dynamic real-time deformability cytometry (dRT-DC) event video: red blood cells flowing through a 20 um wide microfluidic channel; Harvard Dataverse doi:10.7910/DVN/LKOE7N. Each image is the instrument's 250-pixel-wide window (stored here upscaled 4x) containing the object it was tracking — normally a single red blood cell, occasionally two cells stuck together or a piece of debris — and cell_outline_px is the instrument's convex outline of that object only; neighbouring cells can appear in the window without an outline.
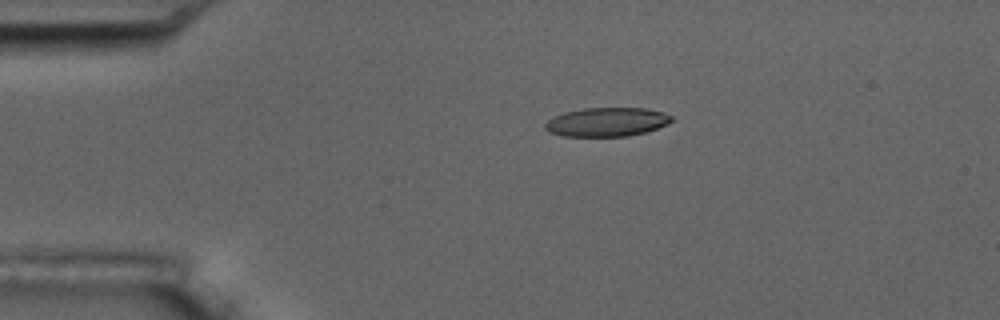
{"species": "common noctule bat (a hibernating species)", "species_latin": "Nyctalus noctula", "temperature_condition": "room temperature", "stored_images_in_passage": 45, "camera_frame_rate_fps": 3000, "um_per_image_px": 0.085, "animal": {"sex": "male", "body_mass_g": 17.5, "forearm_length_mm": 52.3}, "frame": {"image": 1, "passage_image": 1, "time_ms": 0.0, "image_size_px": [1000, 320], "cell_outline_px": [[672, 120], [668, 124], [644, 132], [628, 136], [564, 136], [548, 132], [544, 128], [544, 124], [548, 120], [564, 112], [584, 108], [644, 108], [664, 112], [672, 116]], "centroid_in_image_um": [51.57, 10.37], "position_along_channel_um": 33.4, "area_um2": 21.21}}
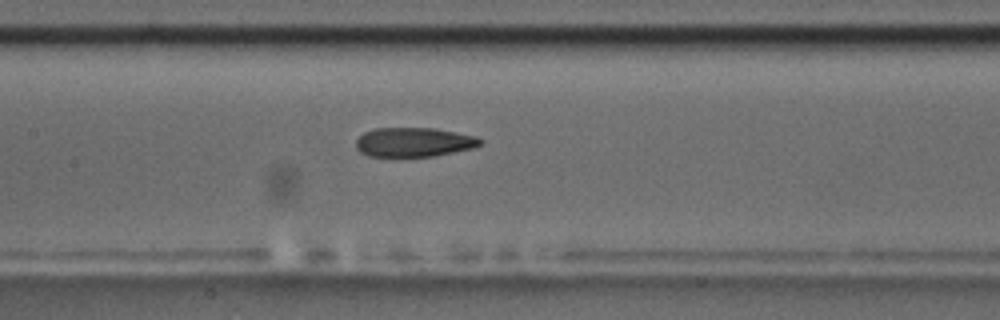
{"frame": {"image": 2, "passage_image": 16, "time_ms": 5.0, "image_size_px": [1000, 320], "cell_outline_px": [[484, 144], [472, 148], [432, 156], [404, 160], [400, 160], [368, 156], [360, 152], [356, 148], [356, 140], [364, 132], [376, 128], [432, 128], [476, 136], [484, 140]], "centroid_in_image_um": [35.13, 12.14], "position_along_channel_um": 172.3, "area_um2": 22.08}}
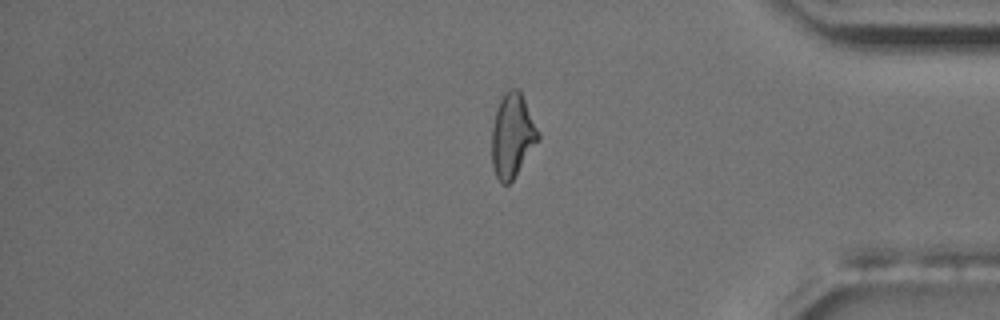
{"frame": {"image": 3, "passage_image": 36, "time_ms": 11.667, "image_size_px": [1000, 320], "cell_outline_px": [[540, 140], [512, 180], [508, 184], [500, 184], [496, 176], [492, 164], [492, 128], [496, 112], [500, 100], [504, 92], [508, 88], [520, 88], [540, 132]], "centroid_in_image_um": [43.57, 11.5], "position_along_channel_um": 391.6, "area_um2": 22.95}, "authors_computed_cell_mechanics": {"area_um2": 22.6576, "velocity_mm_per_s": 3.6355, "shape_relaxation_time_tau1_ms": null, "shape_relaxation_time_tau2_ms": 3.4355, "deformation_change_tau1": null, "deformation_change_tau2": 0.1064}}